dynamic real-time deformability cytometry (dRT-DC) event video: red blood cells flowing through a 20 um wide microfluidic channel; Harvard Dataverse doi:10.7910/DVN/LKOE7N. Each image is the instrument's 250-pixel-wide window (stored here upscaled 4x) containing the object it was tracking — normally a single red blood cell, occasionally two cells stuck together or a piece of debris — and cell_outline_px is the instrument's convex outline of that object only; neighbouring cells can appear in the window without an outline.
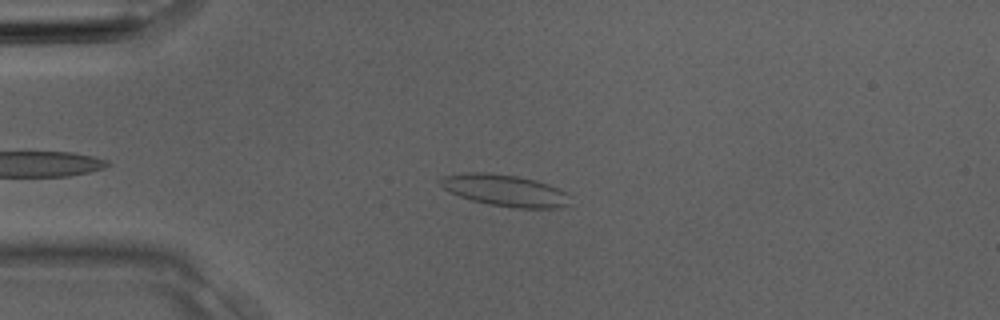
{"species": "Egyptian fruit bat (a non-hibernating species)", "species_latin": "Rousettus aegyptiacus", "temperature_condition": "room temperature", "stored_images_in_passage": 2, "camera_frame_rate_fps": 3000, "um_per_image_px": 0.085, "animal": {"sex": "male"}, "frame": {"image": 1, "passage_image": 2, "time_ms": 0.333, "image_size_px": [1000, 320], "cell_outline_px": [[572, 204], [560, 208], [512, 208], [488, 204], [472, 200], [460, 196], [444, 188], [436, 180], [444, 176], [464, 172], [488, 172], [516, 176], [536, 180], [560, 188], [568, 192]], "centroid_in_image_um": [42.98, 16.19], "position_along_channel_um": 42.0, "area_um2": 24.28}}